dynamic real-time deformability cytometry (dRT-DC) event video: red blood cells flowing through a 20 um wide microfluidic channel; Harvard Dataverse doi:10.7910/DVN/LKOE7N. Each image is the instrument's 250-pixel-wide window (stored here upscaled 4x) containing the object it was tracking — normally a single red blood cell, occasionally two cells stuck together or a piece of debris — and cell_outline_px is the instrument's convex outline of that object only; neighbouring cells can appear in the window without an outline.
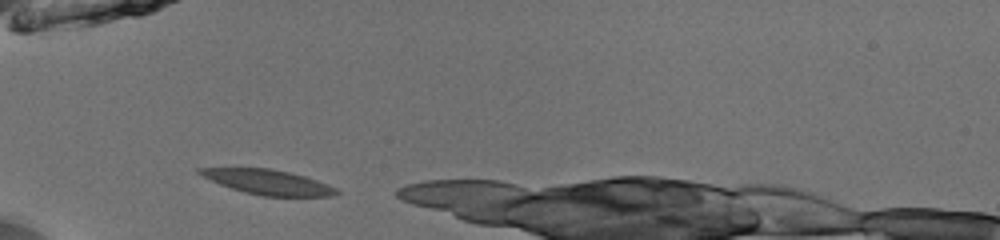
{"species": "common noctule bat (a hibernating species)", "species_latin": "Nyctalus noctula", "temperature_condition": "room temperature", "stored_images_in_passage": 13, "camera_frame_rate_fps": 3000, "um_per_image_px": 0.085, "animal": {"sex": "male", "body_mass_g": 13.0, "forearm_length_mm": 53.1}, "frame": {"image": 1, "passage_image": 1, "time_ms": 0.0, "image_size_px": [1000, 240], "cell_outline_px": [[340, 192], [332, 196], [264, 196], [244, 192], [220, 184], [196, 172], [196, 168], [272, 168], [304, 176], [328, 184], [336, 188]], "centroid_in_image_um": [22.8, 15.47], "position_along_channel_um": 62.2, "area_um2": 19.54}}
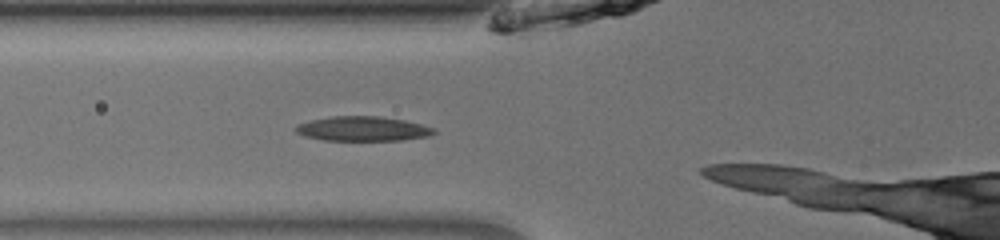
{"frame": {"image": 2, "passage_image": 4, "time_ms": 1.0, "image_size_px": [1000, 240], "cell_outline_px": [[436, 132], [428, 136], [404, 140], [324, 140], [304, 136], [296, 132], [296, 124], [312, 120], [332, 116], [380, 116], [404, 120], [436, 128]], "centroid_in_image_um": [30.85, 10.94], "position_along_channel_um": 95.0, "area_um2": 19.77}}